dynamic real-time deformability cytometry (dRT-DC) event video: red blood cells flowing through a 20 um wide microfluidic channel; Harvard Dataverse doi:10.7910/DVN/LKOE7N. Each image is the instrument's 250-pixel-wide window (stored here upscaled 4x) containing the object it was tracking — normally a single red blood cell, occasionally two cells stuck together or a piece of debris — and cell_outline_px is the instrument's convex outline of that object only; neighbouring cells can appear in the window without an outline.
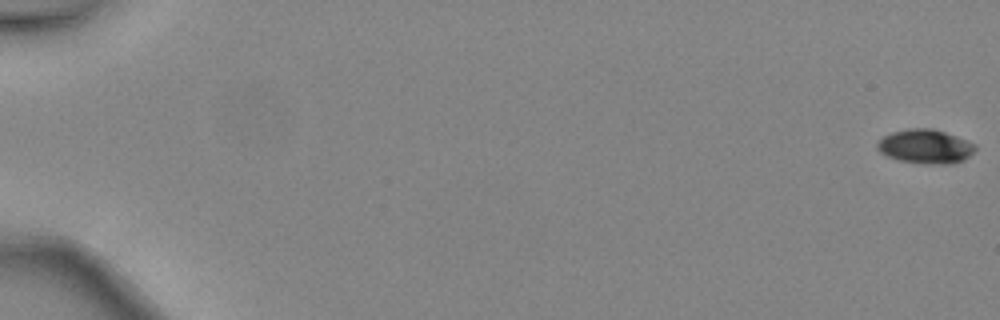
{"species": "common noctule bat (a hibernating species)", "species_latin": "Nyctalus noctula", "temperature_condition": "warm", "stored_images_in_passage": 48, "camera_frame_rate_fps": 3000, "um_per_image_px": 0.085, "animal": {"sex": "female", "body_mass_g": 24.6, "forearm_length_mm": 56.2}, "frame": {"image": 1, "passage_image": 1, "time_ms": 0.0, "image_size_px": [1000, 320], "cell_outline_px": [[976, 148], [968, 156], [952, 164], [928, 164], [900, 160], [888, 156], [880, 152], [876, 148], [876, 144], [884, 136], [892, 132], [908, 128], [932, 128], [956, 136], [976, 144]], "centroid_in_image_um": [78.64, 12.44], "position_along_channel_um": 6.4, "area_um2": 19.25}}
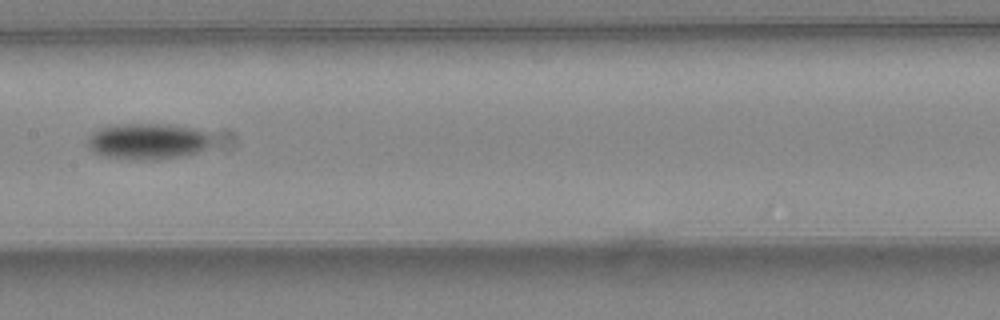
{"frame": {"image": 2, "passage_image": 27, "time_ms": 8.667, "image_size_px": [1000, 320], "cell_outline_px": [[212, 144], [208, 148], [196, 152], [180, 156], [160, 160], [136, 160], [100, 156], [92, 152], [88, 148], [88, 136], [92, 132], [100, 128], [112, 124], [168, 124], [196, 128], [212, 136]], "centroid_in_image_um": [12.53, 12.02], "position_along_channel_um": 194.9, "area_um2": 26.7}}
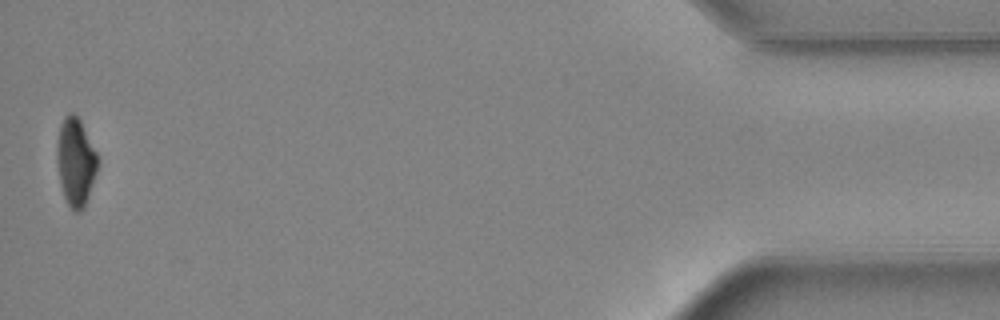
{"frame": {"image": 3, "passage_image": 48, "time_ms": 15.667, "image_size_px": [1000, 320], "cell_outline_px": [[100, 160], [84, 208], [80, 212], [76, 212], [68, 204], [64, 196], [60, 184], [56, 160], [56, 148], [60, 124], [64, 116], [68, 112], [72, 112], [80, 120]], "centroid_in_image_um": [6.41, 13.74], "position_along_channel_um": 428.8, "area_um2": 20.87}, "authors_computed_cell_mechanics": {"area_um2": 21.9929, "velocity_mm_per_s": 4.5116, "shape_relaxation_time_tau1_ms": 2.5137, "shape_relaxation_time_tau2_ms": 6.956, "deformation_change_tau1": 0.1146, "deformation_change_tau2": 0.1289}}